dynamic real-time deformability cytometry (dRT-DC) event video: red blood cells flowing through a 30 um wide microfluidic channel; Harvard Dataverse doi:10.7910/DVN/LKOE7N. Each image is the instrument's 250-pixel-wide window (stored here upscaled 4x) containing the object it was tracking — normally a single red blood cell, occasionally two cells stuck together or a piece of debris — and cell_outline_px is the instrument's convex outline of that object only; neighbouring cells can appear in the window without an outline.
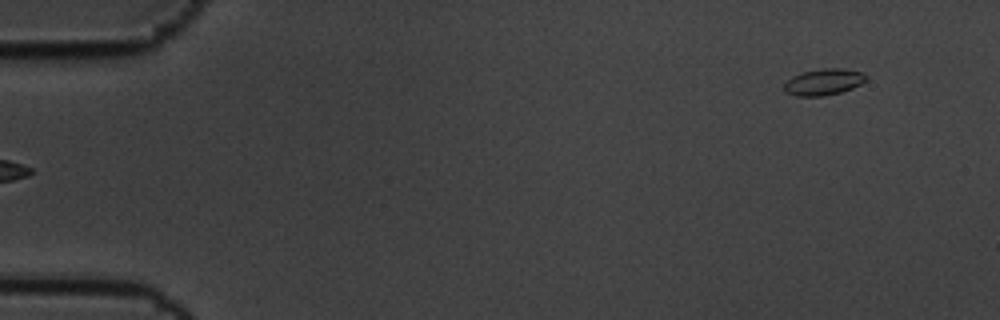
{"species": "common noctule bat (a hibernating species)", "species_latin": "Nyctalus noctula", "temperature_condition": "cold", "stored_images_in_passage": 4, "camera_frame_rate_fps": 3000, "um_per_image_px": 0.085, "animal": {"sex": "male", "body_mass_g": 19.5, "forearm_length_mm": 54.6}, "frame": {"image": 1, "passage_image": 4, "time_ms": 1.0, "image_size_px": [1000, 320], "cell_outline_px": [[868, 80], [852, 88], [840, 92], [824, 96], [796, 96], [784, 92], [784, 84], [792, 76], [804, 72], [824, 68], [844, 68], [864, 72], [868, 76]], "centroid_in_image_um": [70.05, 6.96], "position_along_channel_um": 15.0, "area_um2": 12.72}}